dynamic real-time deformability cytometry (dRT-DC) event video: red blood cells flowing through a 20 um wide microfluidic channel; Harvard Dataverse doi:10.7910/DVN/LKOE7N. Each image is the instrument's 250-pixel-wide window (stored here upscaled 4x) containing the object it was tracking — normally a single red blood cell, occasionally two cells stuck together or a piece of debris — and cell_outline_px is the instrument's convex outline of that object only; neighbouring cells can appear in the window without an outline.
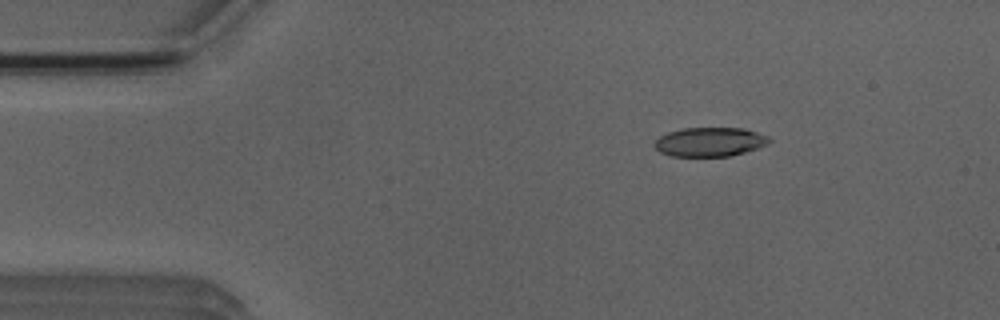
{"species": "Egyptian fruit bat (a non-hibernating species)", "species_latin": "Rousettus aegyptiacus", "temperature_condition": "room temperature", "stored_images_in_passage": 4, "camera_frame_rate_fps": 3000, "um_per_image_px": 0.085, "animal": {"sex": "male"}, "frame": {"image": 1, "passage_image": 3, "time_ms": 2.333, "image_size_px": [1000, 320], "cell_outline_px": [[772, 140], [768, 144], [744, 152], [728, 156], [672, 156], [660, 152], [652, 144], [660, 136], [668, 132], [684, 128], [744, 128], [768, 136]], "centroid_in_image_um": [60.33, 12.06], "position_along_channel_um": 24.7, "area_um2": 19.36}}